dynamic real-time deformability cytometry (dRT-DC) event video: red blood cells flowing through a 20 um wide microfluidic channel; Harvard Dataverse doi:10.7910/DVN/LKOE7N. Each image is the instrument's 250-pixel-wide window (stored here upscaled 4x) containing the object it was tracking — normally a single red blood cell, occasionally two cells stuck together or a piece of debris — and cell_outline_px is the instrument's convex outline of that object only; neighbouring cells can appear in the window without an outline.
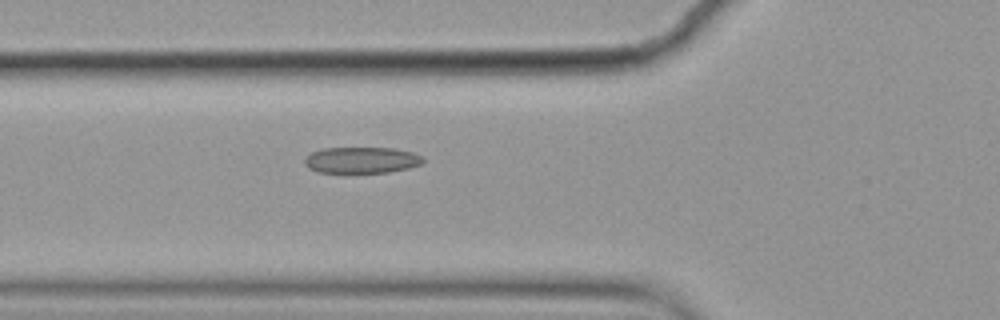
{"species": "common noctule bat (a hibernating species)", "species_latin": "Nyctalus noctula", "temperature_condition": "cold", "stored_images_in_passage": 6, "camera_frame_rate_fps": 3000, "um_per_image_px": 0.085, "animal": {"sex": "female", "body_mass_g": 19.9}, "frame": {"image": 1, "passage_image": 6, "time_ms": 1.667, "image_size_px": [1000, 320], "cell_outline_px": [[424, 160], [420, 164], [408, 168], [388, 172], [316, 172], [308, 168], [304, 164], [304, 160], [312, 152], [324, 148], [396, 148], [412, 152], [424, 156]], "centroid_in_image_um": [30.74, 13.6], "position_along_channel_um": 95.1, "area_um2": 18.03}}